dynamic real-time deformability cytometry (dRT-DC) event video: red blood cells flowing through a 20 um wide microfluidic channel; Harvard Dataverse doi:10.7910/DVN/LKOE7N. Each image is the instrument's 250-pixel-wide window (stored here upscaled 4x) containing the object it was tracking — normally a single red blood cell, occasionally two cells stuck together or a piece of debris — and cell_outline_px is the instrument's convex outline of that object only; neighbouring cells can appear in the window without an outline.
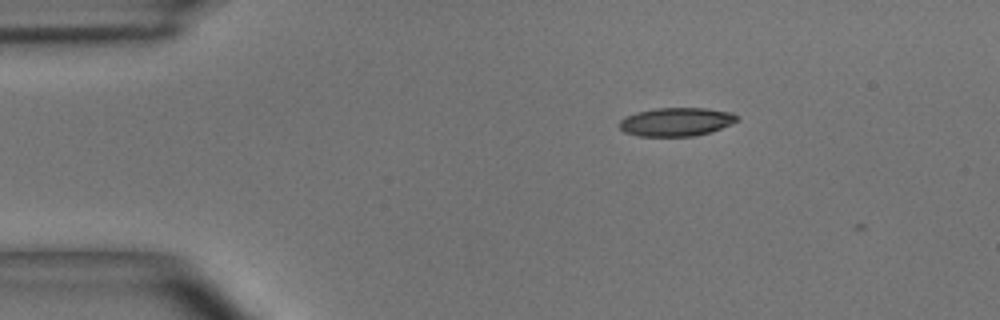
{"species": "common noctule bat (a hibernating species)", "species_latin": "Nyctalus noctula", "temperature_condition": "room temperature", "stored_images_in_passage": 2, "camera_frame_rate_fps": 3000, "um_per_image_px": 0.085, "animal": {"sex": "male", "body_mass_g": 15.6}, "frame": {"image": 1, "passage_image": 1, "time_ms": 0.0, "image_size_px": [1000, 320], "cell_outline_px": [[736, 120], [720, 128], [708, 132], [692, 136], [640, 136], [624, 132], [620, 128], [620, 120], [624, 116], [636, 112], [656, 108], [704, 108], [732, 112], [736, 116]], "centroid_in_image_um": [57.41, 10.35], "position_along_channel_um": 27.6, "area_um2": 19.25}}